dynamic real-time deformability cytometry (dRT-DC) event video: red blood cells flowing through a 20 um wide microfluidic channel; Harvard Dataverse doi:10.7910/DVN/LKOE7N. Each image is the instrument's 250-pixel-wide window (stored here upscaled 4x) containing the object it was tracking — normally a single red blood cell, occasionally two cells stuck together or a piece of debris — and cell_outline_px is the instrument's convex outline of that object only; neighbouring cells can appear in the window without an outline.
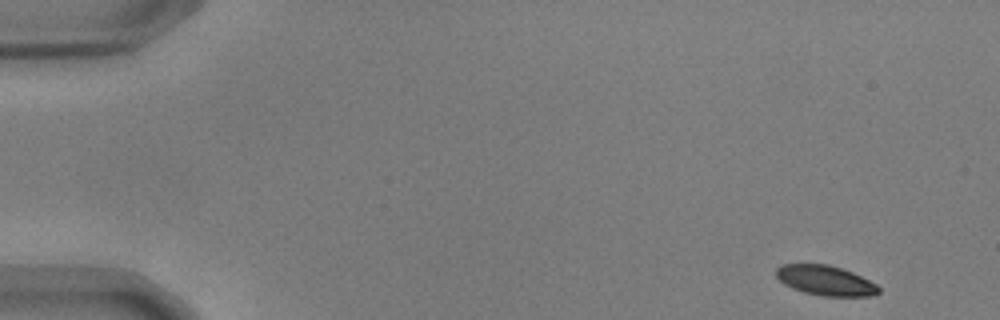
{"species": "common noctule bat (a hibernating species)", "species_latin": "Nyctalus noctula", "temperature_condition": "warm", "stored_images_in_passage": 52, "camera_frame_rate_fps": 3000, "um_per_image_px": 0.085, "animal": {"sex": "male", "body_mass_g": 17.9, "forearm_length_mm": 54.2}, "frame": {"image": 1, "passage_image": 1, "time_ms": 0.0, "image_size_px": [1000, 320], "cell_outline_px": [[880, 292], [872, 296], [820, 296], [804, 292], [792, 288], [784, 284], [776, 276], [776, 268], [784, 264], [828, 264], [852, 272], [876, 284], [880, 288]], "centroid_in_image_um": [70.16, 23.85], "position_along_channel_um": 14.8, "area_um2": 17.8}}
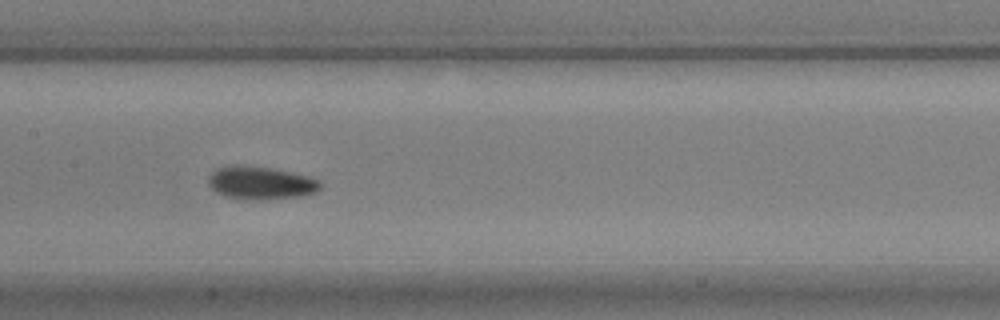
{"frame": {"image": 2, "passage_image": 25, "time_ms": 8.0, "image_size_px": [1000, 320], "cell_outline_px": [[320, 188], [316, 192], [300, 196], [224, 196], [216, 192], [208, 184], [208, 176], [216, 168], [232, 164], [240, 164], [272, 168], [308, 176], [320, 180]], "centroid_in_image_um": [22.12, 15.46], "position_along_channel_um": 185.3, "area_um2": 20.46}}
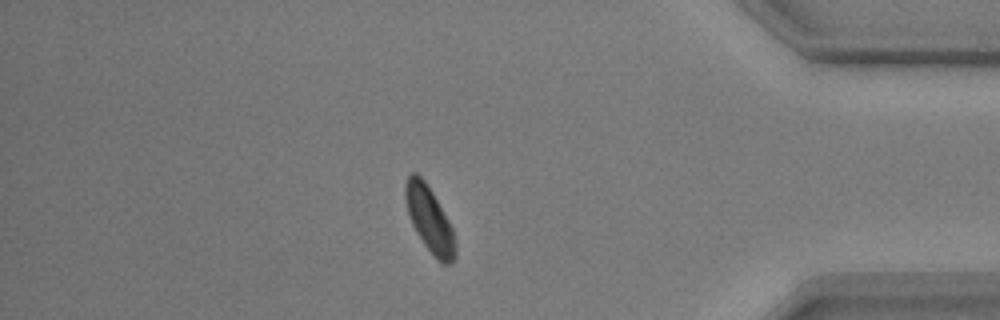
{"frame": {"image": 3, "passage_image": 45, "time_ms": 14.667, "image_size_px": [1000, 320], "cell_outline_px": [[456, 256], [452, 264], [440, 264], [436, 260], [424, 244], [416, 232], [412, 224], [408, 212], [404, 196], [404, 184], [408, 176], [412, 172], [416, 172], [424, 180], [432, 192], [448, 220], [452, 228], [456, 244]], "centroid_in_image_um": [36.51, 18.68], "position_along_channel_um": 398.7, "area_um2": 19.13}, "authors_computed_cell_mechanics": {"area_um2": 19.5075, "velocity_mm_per_s": 3.6607, "shape_relaxation_time_tau1_ms": 2.8404, "shape_relaxation_time_tau2_ms": 2.7031, "deformation_change_tau1": 0.0898, "deformation_change_tau2": 0.0648}}